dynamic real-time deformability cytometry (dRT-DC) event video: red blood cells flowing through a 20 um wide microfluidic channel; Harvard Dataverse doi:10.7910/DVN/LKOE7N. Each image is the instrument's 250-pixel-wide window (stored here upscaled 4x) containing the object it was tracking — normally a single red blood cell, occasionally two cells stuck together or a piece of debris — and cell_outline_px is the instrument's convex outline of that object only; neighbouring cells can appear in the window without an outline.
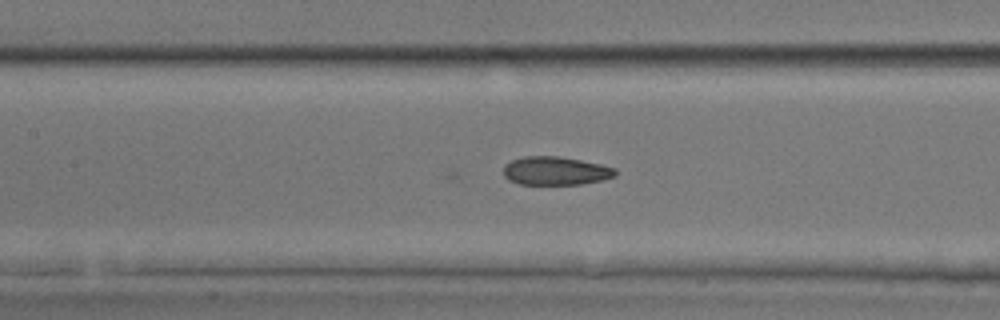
{"species": "common noctule bat (a hibernating species)", "species_latin": "Nyctalus noctula", "temperature_condition": "room temperature", "stored_images_in_passage": 26, "camera_frame_rate_fps": 3000, "um_per_image_px": 0.085, "animal": {"sex": "male", "body_mass_g": 17.9, "forearm_length_mm": 54.2}, "frame": {"image": 1, "passage_image": 7, "time_ms": 2.0, "image_size_px": [1000, 320], "cell_outline_px": [[616, 176], [604, 180], [580, 184], [520, 184], [508, 180], [504, 176], [504, 164], [512, 160], [524, 156], [560, 156], [600, 164], [616, 168]], "centroid_in_image_um": [47.22, 14.52], "position_along_channel_um": 160.2, "area_um2": 18.61}}
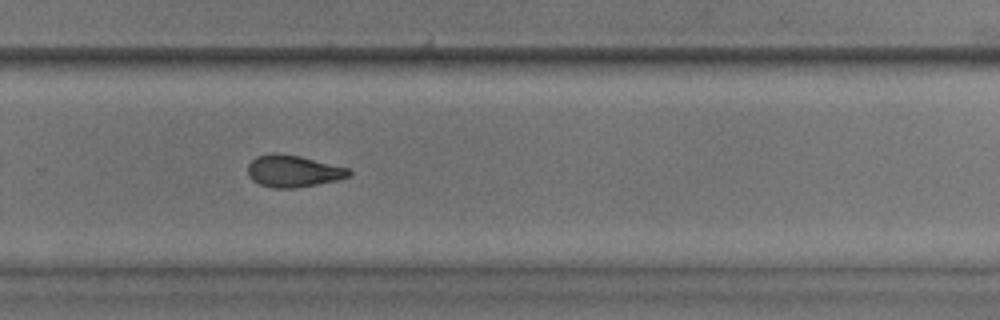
{"frame": {"image": 2, "passage_image": 17, "time_ms": 5.333, "image_size_px": [1000, 320], "cell_outline_px": [[352, 172], [348, 176], [336, 180], [296, 188], [272, 188], [260, 184], [252, 180], [248, 176], [248, 164], [256, 156], [272, 152], [300, 156], [348, 168]], "centroid_in_image_um": [24.87, 14.54], "position_along_channel_um": 304.9, "area_um2": 18.73}}
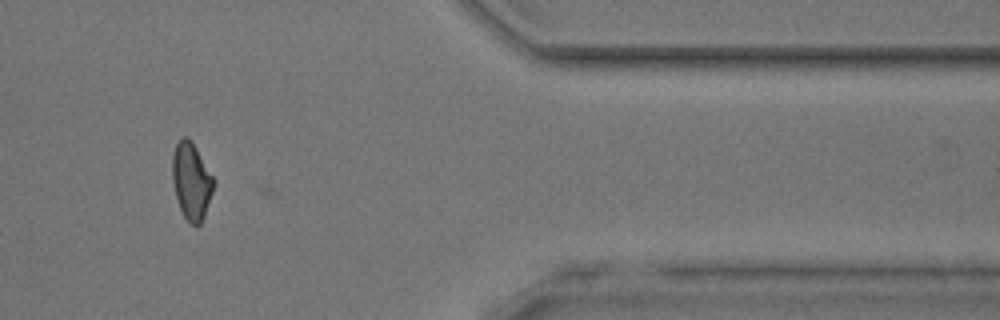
{"frame": {"image": 3, "passage_image": 25, "time_ms": 8.0, "image_size_px": [1000, 320], "cell_outline_px": [[212, 192], [204, 216], [200, 224], [192, 224], [184, 216], [180, 208], [176, 196], [172, 180], [172, 156], [176, 144], [184, 136], [192, 140], [212, 176]], "centroid_in_image_um": [16.24, 15.36], "position_along_channel_um": 395.2, "area_um2": 17.98}}